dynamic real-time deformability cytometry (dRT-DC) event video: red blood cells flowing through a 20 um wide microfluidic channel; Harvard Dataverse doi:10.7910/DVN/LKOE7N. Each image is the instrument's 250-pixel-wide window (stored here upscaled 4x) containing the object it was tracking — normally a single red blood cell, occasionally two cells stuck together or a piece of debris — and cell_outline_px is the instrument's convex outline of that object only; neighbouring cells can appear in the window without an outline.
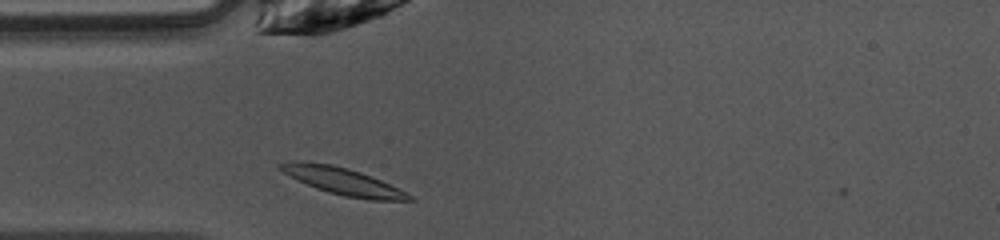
{"species": "common noctule bat (a hibernating species)", "species_latin": "Nyctalus noctula", "temperature_condition": "warm", "stored_images_in_passage": 5, "camera_frame_rate_fps": 3000, "um_per_image_px": 0.085, "animal": {"sex": "female", "body_mass_g": 10.0, "forearm_length_mm": 53.1}, "frame": {"image": 1, "passage_image": 4, "time_ms": 1.0, "image_size_px": [1000, 240], "cell_outline_px": [[416, 200], [368, 200], [344, 196], [328, 192], [316, 188], [284, 172], [276, 164], [292, 160], [296, 160], [332, 164], [348, 168], [360, 172], [380, 180], [412, 196]], "centroid_in_image_um": [29.11, 15.39], "position_along_channel_um": 55.9, "area_um2": 19.88}}